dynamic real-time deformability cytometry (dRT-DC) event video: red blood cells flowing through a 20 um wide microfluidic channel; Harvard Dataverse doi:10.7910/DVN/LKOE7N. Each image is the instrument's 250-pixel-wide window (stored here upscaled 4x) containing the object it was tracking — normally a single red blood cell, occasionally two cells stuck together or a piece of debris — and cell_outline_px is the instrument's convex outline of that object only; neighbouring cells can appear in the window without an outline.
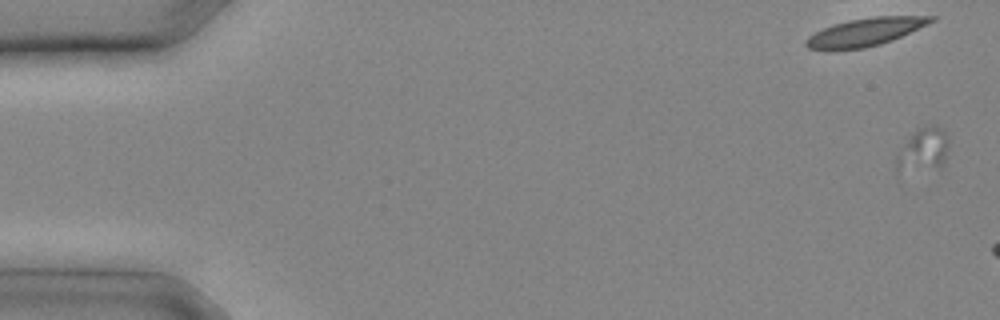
{"species": "common noctule bat (a hibernating species)", "species_latin": "Nyctalus noctula", "temperature_condition": "cold", "stored_images_in_passage": 5, "camera_frame_rate_fps": 3000, "um_per_image_px": 0.085, "animal": {"sex": "male", "body_mass_g": 20.4}, "frame": {"image": 1, "passage_image": 1, "time_ms": 0.0, "image_size_px": [1000, 320], "cell_outline_px": [[948, 148], [944, 160], [940, 168], [896, 176], [896, 156], [912, 132], [916, 128], [924, 124], [936, 124], [948, 136]], "centroid_in_image_um": [78.42, 12.79], "position_along_channel_um": 6.6, "area_um2": 14.16}}